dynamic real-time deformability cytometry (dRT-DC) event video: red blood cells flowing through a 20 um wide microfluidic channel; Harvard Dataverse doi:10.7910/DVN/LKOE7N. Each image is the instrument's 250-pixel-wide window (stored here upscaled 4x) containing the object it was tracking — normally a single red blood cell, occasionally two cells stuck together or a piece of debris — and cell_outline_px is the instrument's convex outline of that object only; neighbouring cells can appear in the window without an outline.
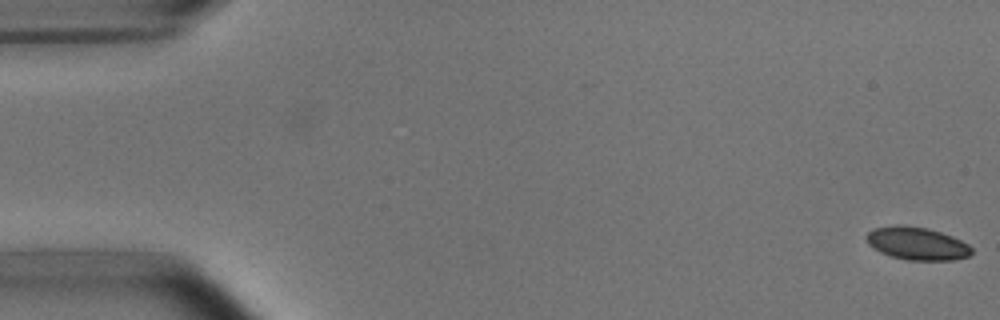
{"species": "common noctule bat (a hibernating species)", "species_latin": "Nyctalus noctula", "temperature_condition": "room temperature", "stored_images_in_passage": 5, "camera_frame_rate_fps": 3000, "um_per_image_px": 0.085, "animal": {"sex": "male", "body_mass_g": 15.6}, "frame": {"image": 1, "passage_image": 1, "time_ms": 0.0, "image_size_px": [1000, 320], "cell_outline_px": [[972, 252], [968, 256], [952, 260], [908, 260], [892, 256], [880, 252], [868, 244], [868, 232], [872, 228], [896, 224], [904, 224], [928, 228], [952, 236], [968, 244], [972, 248]], "centroid_in_image_um": [77.94, 20.68], "position_along_channel_um": 7.1, "area_um2": 20.11}}
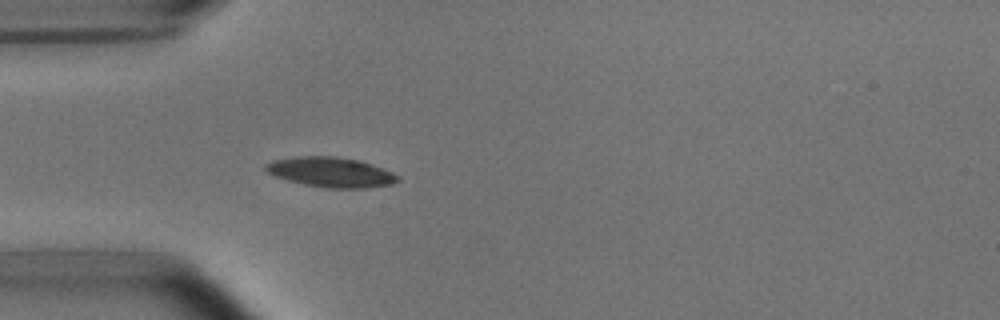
{"frame": {"image": 2, "passage_image": 5, "time_ms": 5.0, "image_size_px": [1000, 320], "cell_outline_px": [[400, 180], [392, 184], [368, 188], [328, 188], [304, 184], [288, 180], [276, 176], [268, 172], [264, 168], [264, 164], [272, 160], [296, 156], [336, 156], [356, 160], [372, 164], [384, 168], [400, 176]], "centroid_in_image_um": [28.14, 14.63], "position_along_channel_um": 56.9, "area_um2": 23.12}}